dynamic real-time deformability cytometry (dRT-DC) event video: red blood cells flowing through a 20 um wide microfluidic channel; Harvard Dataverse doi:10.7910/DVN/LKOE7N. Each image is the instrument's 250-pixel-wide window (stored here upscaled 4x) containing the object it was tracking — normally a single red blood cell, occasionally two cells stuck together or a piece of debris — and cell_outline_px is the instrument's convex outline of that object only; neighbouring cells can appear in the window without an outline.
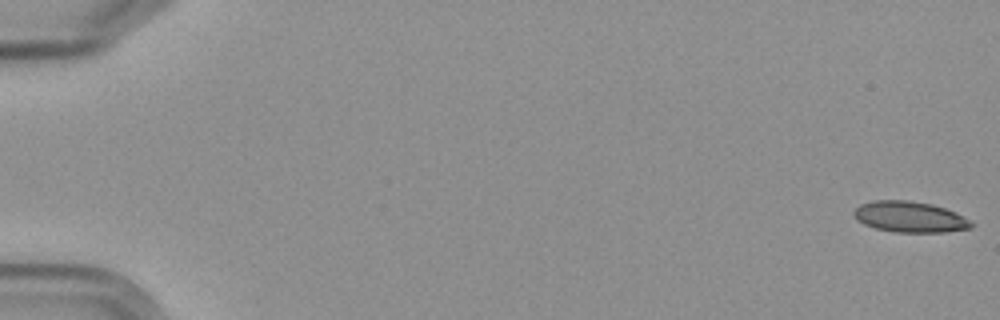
{"species": "Egyptian fruit bat (a non-hibernating species)", "species_latin": "Rousettus aegyptiacus", "temperature_condition": "cold", "stored_images_in_passage": 7, "camera_frame_rate_fps": 3000, "um_per_image_px": 0.085, "frame": {"image": 1, "passage_image": 1, "time_ms": 0.0, "image_size_px": [1000, 320], "cell_outline_px": [[976, 224], [972, 228], [944, 232], [896, 232], [876, 228], [864, 224], [856, 220], [852, 212], [860, 204], [872, 200], [908, 200], [932, 204], [956, 212]], "centroid_in_image_um": [77.33, 18.43], "position_along_channel_um": 7.7, "area_um2": 21.27}}
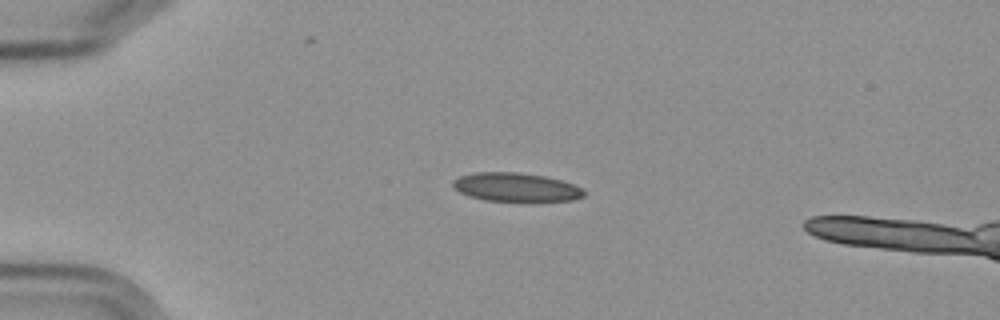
{"frame": {"image": 2, "passage_image": 5, "time_ms": 4.667, "image_size_px": [1000, 320], "cell_outline_px": [[588, 192], [584, 196], [572, 200], [484, 200], [468, 196], [452, 188], [452, 180], [460, 176], [472, 172], [516, 172], [544, 176], [560, 180], [572, 184]], "centroid_in_image_um": [43.79, 15.89], "position_along_channel_um": 41.2, "area_um2": 21.68}}
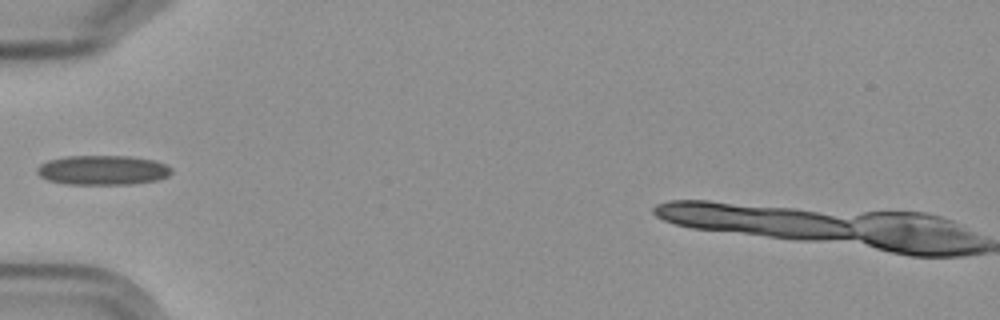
{"frame": {"image": 3, "passage_image": 7, "time_ms": 6.667, "image_size_px": [1000, 320], "cell_outline_px": [[172, 172], [168, 176], [156, 180], [132, 184], [68, 184], [48, 180], [40, 176], [36, 172], [36, 168], [40, 164], [48, 160], [64, 156], [128, 156], [152, 160], [164, 164], [172, 168]], "centroid_in_image_um": [8.7, 14.46], "position_along_channel_um": 76.3, "area_um2": 23.12}}